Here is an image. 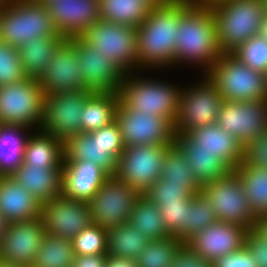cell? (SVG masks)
Listing matches in <instances>:
<instances>
[{"mask_svg":"<svg viewBox=\"0 0 267 267\" xmlns=\"http://www.w3.org/2000/svg\"><path fill=\"white\" fill-rule=\"evenodd\" d=\"M259 35L267 40V16L264 15L263 20L260 25Z\"/></svg>","mask_w":267,"mask_h":267,"instance_id":"cell-55","label":"cell"},{"mask_svg":"<svg viewBox=\"0 0 267 267\" xmlns=\"http://www.w3.org/2000/svg\"><path fill=\"white\" fill-rule=\"evenodd\" d=\"M109 174L92 161H64L62 195L89 202Z\"/></svg>","mask_w":267,"mask_h":267,"instance_id":"cell-23","label":"cell"},{"mask_svg":"<svg viewBox=\"0 0 267 267\" xmlns=\"http://www.w3.org/2000/svg\"><path fill=\"white\" fill-rule=\"evenodd\" d=\"M107 255H75L72 267H106Z\"/></svg>","mask_w":267,"mask_h":267,"instance_id":"cell-50","label":"cell"},{"mask_svg":"<svg viewBox=\"0 0 267 267\" xmlns=\"http://www.w3.org/2000/svg\"><path fill=\"white\" fill-rule=\"evenodd\" d=\"M200 192L212 204L218 221L255 228L254 217L243 192L240 176L230 170L225 176L201 185Z\"/></svg>","mask_w":267,"mask_h":267,"instance_id":"cell-8","label":"cell"},{"mask_svg":"<svg viewBox=\"0 0 267 267\" xmlns=\"http://www.w3.org/2000/svg\"><path fill=\"white\" fill-rule=\"evenodd\" d=\"M80 37L113 61L125 74L134 72V68L138 67L135 27L99 20Z\"/></svg>","mask_w":267,"mask_h":267,"instance_id":"cell-7","label":"cell"},{"mask_svg":"<svg viewBox=\"0 0 267 267\" xmlns=\"http://www.w3.org/2000/svg\"><path fill=\"white\" fill-rule=\"evenodd\" d=\"M40 219L45 233L70 240L92 223L88 202L62 194L41 204Z\"/></svg>","mask_w":267,"mask_h":267,"instance_id":"cell-16","label":"cell"},{"mask_svg":"<svg viewBox=\"0 0 267 267\" xmlns=\"http://www.w3.org/2000/svg\"><path fill=\"white\" fill-rule=\"evenodd\" d=\"M151 6L144 0H100V20L137 28Z\"/></svg>","mask_w":267,"mask_h":267,"instance_id":"cell-34","label":"cell"},{"mask_svg":"<svg viewBox=\"0 0 267 267\" xmlns=\"http://www.w3.org/2000/svg\"><path fill=\"white\" fill-rule=\"evenodd\" d=\"M205 73L223 100L245 102L267 99L266 75L240 63L231 54H222Z\"/></svg>","mask_w":267,"mask_h":267,"instance_id":"cell-6","label":"cell"},{"mask_svg":"<svg viewBox=\"0 0 267 267\" xmlns=\"http://www.w3.org/2000/svg\"><path fill=\"white\" fill-rule=\"evenodd\" d=\"M249 230L226 222L217 221L197 232L185 243L208 261L236 252L245 246Z\"/></svg>","mask_w":267,"mask_h":267,"instance_id":"cell-21","label":"cell"},{"mask_svg":"<svg viewBox=\"0 0 267 267\" xmlns=\"http://www.w3.org/2000/svg\"><path fill=\"white\" fill-rule=\"evenodd\" d=\"M118 104L117 93L93 92L81 112V133H90L114 122Z\"/></svg>","mask_w":267,"mask_h":267,"instance_id":"cell-29","label":"cell"},{"mask_svg":"<svg viewBox=\"0 0 267 267\" xmlns=\"http://www.w3.org/2000/svg\"><path fill=\"white\" fill-rule=\"evenodd\" d=\"M161 178L176 184H199L185 155L175 144L165 154Z\"/></svg>","mask_w":267,"mask_h":267,"instance_id":"cell-41","label":"cell"},{"mask_svg":"<svg viewBox=\"0 0 267 267\" xmlns=\"http://www.w3.org/2000/svg\"><path fill=\"white\" fill-rule=\"evenodd\" d=\"M107 231L102 226L91 223L72 239L74 254H107Z\"/></svg>","mask_w":267,"mask_h":267,"instance_id":"cell-42","label":"cell"},{"mask_svg":"<svg viewBox=\"0 0 267 267\" xmlns=\"http://www.w3.org/2000/svg\"><path fill=\"white\" fill-rule=\"evenodd\" d=\"M45 95L87 89L80 72L77 46L65 38L54 52L52 61L37 78Z\"/></svg>","mask_w":267,"mask_h":267,"instance_id":"cell-17","label":"cell"},{"mask_svg":"<svg viewBox=\"0 0 267 267\" xmlns=\"http://www.w3.org/2000/svg\"><path fill=\"white\" fill-rule=\"evenodd\" d=\"M173 145H136L126 147L117 161L116 176L125 184L145 193L163 171L164 157Z\"/></svg>","mask_w":267,"mask_h":267,"instance_id":"cell-12","label":"cell"},{"mask_svg":"<svg viewBox=\"0 0 267 267\" xmlns=\"http://www.w3.org/2000/svg\"><path fill=\"white\" fill-rule=\"evenodd\" d=\"M245 247L254 258L257 267H267V239L255 229L249 230L245 239Z\"/></svg>","mask_w":267,"mask_h":267,"instance_id":"cell-47","label":"cell"},{"mask_svg":"<svg viewBox=\"0 0 267 267\" xmlns=\"http://www.w3.org/2000/svg\"><path fill=\"white\" fill-rule=\"evenodd\" d=\"M140 193L116 175H109L88 202L93 224L109 230L130 221Z\"/></svg>","mask_w":267,"mask_h":267,"instance_id":"cell-11","label":"cell"},{"mask_svg":"<svg viewBox=\"0 0 267 267\" xmlns=\"http://www.w3.org/2000/svg\"><path fill=\"white\" fill-rule=\"evenodd\" d=\"M174 144L185 155L186 160L200 185L225 176L230 169L213 152L195 151L180 135L175 134Z\"/></svg>","mask_w":267,"mask_h":267,"instance_id":"cell-30","label":"cell"},{"mask_svg":"<svg viewBox=\"0 0 267 267\" xmlns=\"http://www.w3.org/2000/svg\"><path fill=\"white\" fill-rule=\"evenodd\" d=\"M9 225V222L5 219V217L0 213V245L2 243V239L5 236V233L7 231V227Z\"/></svg>","mask_w":267,"mask_h":267,"instance_id":"cell-53","label":"cell"},{"mask_svg":"<svg viewBox=\"0 0 267 267\" xmlns=\"http://www.w3.org/2000/svg\"><path fill=\"white\" fill-rule=\"evenodd\" d=\"M230 54L240 63L267 75V40L259 34L244 41Z\"/></svg>","mask_w":267,"mask_h":267,"instance_id":"cell-40","label":"cell"},{"mask_svg":"<svg viewBox=\"0 0 267 267\" xmlns=\"http://www.w3.org/2000/svg\"><path fill=\"white\" fill-rule=\"evenodd\" d=\"M195 151L213 152L230 170L243 161V147L217 123L195 128L180 134Z\"/></svg>","mask_w":267,"mask_h":267,"instance_id":"cell-22","label":"cell"},{"mask_svg":"<svg viewBox=\"0 0 267 267\" xmlns=\"http://www.w3.org/2000/svg\"><path fill=\"white\" fill-rule=\"evenodd\" d=\"M64 39L59 34L36 37L18 47L19 59L25 75L37 79L48 67L54 52Z\"/></svg>","mask_w":267,"mask_h":267,"instance_id":"cell-27","label":"cell"},{"mask_svg":"<svg viewBox=\"0 0 267 267\" xmlns=\"http://www.w3.org/2000/svg\"><path fill=\"white\" fill-rule=\"evenodd\" d=\"M11 0H0V6L5 7L10 3Z\"/></svg>","mask_w":267,"mask_h":267,"instance_id":"cell-59","label":"cell"},{"mask_svg":"<svg viewBox=\"0 0 267 267\" xmlns=\"http://www.w3.org/2000/svg\"><path fill=\"white\" fill-rule=\"evenodd\" d=\"M91 90L48 94L44 97L41 131L65 142L81 134V112Z\"/></svg>","mask_w":267,"mask_h":267,"instance_id":"cell-13","label":"cell"},{"mask_svg":"<svg viewBox=\"0 0 267 267\" xmlns=\"http://www.w3.org/2000/svg\"><path fill=\"white\" fill-rule=\"evenodd\" d=\"M11 176L40 203L62 193L63 167H37L23 163Z\"/></svg>","mask_w":267,"mask_h":267,"instance_id":"cell-25","label":"cell"},{"mask_svg":"<svg viewBox=\"0 0 267 267\" xmlns=\"http://www.w3.org/2000/svg\"><path fill=\"white\" fill-rule=\"evenodd\" d=\"M64 161H92L109 175H115L117 162L101 144V134L81 133L64 142Z\"/></svg>","mask_w":267,"mask_h":267,"instance_id":"cell-26","label":"cell"},{"mask_svg":"<svg viewBox=\"0 0 267 267\" xmlns=\"http://www.w3.org/2000/svg\"><path fill=\"white\" fill-rule=\"evenodd\" d=\"M45 234L39 218L9 223L0 245V258L5 263L31 267Z\"/></svg>","mask_w":267,"mask_h":267,"instance_id":"cell-19","label":"cell"},{"mask_svg":"<svg viewBox=\"0 0 267 267\" xmlns=\"http://www.w3.org/2000/svg\"><path fill=\"white\" fill-rule=\"evenodd\" d=\"M32 1L42 2L46 4L49 0H32Z\"/></svg>","mask_w":267,"mask_h":267,"instance_id":"cell-60","label":"cell"},{"mask_svg":"<svg viewBox=\"0 0 267 267\" xmlns=\"http://www.w3.org/2000/svg\"><path fill=\"white\" fill-rule=\"evenodd\" d=\"M222 54L213 11L209 6L189 4L179 14L174 65L188 61L200 64L207 72Z\"/></svg>","mask_w":267,"mask_h":267,"instance_id":"cell-2","label":"cell"},{"mask_svg":"<svg viewBox=\"0 0 267 267\" xmlns=\"http://www.w3.org/2000/svg\"><path fill=\"white\" fill-rule=\"evenodd\" d=\"M171 267H212V262L194 252L184 243L176 252Z\"/></svg>","mask_w":267,"mask_h":267,"instance_id":"cell-49","label":"cell"},{"mask_svg":"<svg viewBox=\"0 0 267 267\" xmlns=\"http://www.w3.org/2000/svg\"><path fill=\"white\" fill-rule=\"evenodd\" d=\"M204 77L198 86L181 90L178 115L173 124L175 134H187L195 128L217 123L223 96L207 76Z\"/></svg>","mask_w":267,"mask_h":267,"instance_id":"cell-10","label":"cell"},{"mask_svg":"<svg viewBox=\"0 0 267 267\" xmlns=\"http://www.w3.org/2000/svg\"><path fill=\"white\" fill-rule=\"evenodd\" d=\"M125 147L136 145H174L173 124L164 117H155L124 107L120 102L116 112Z\"/></svg>","mask_w":267,"mask_h":267,"instance_id":"cell-14","label":"cell"},{"mask_svg":"<svg viewBox=\"0 0 267 267\" xmlns=\"http://www.w3.org/2000/svg\"><path fill=\"white\" fill-rule=\"evenodd\" d=\"M131 75L125 74L118 89L119 102L133 111L164 117L174 124L178 115L180 87Z\"/></svg>","mask_w":267,"mask_h":267,"instance_id":"cell-4","label":"cell"},{"mask_svg":"<svg viewBox=\"0 0 267 267\" xmlns=\"http://www.w3.org/2000/svg\"><path fill=\"white\" fill-rule=\"evenodd\" d=\"M254 229L265 239H267V215L256 220Z\"/></svg>","mask_w":267,"mask_h":267,"instance_id":"cell-52","label":"cell"},{"mask_svg":"<svg viewBox=\"0 0 267 267\" xmlns=\"http://www.w3.org/2000/svg\"><path fill=\"white\" fill-rule=\"evenodd\" d=\"M192 5L210 6L213 3L220 2L222 0H186Z\"/></svg>","mask_w":267,"mask_h":267,"instance_id":"cell-54","label":"cell"},{"mask_svg":"<svg viewBox=\"0 0 267 267\" xmlns=\"http://www.w3.org/2000/svg\"><path fill=\"white\" fill-rule=\"evenodd\" d=\"M256 219L267 215V168L250 167L243 161L234 169Z\"/></svg>","mask_w":267,"mask_h":267,"instance_id":"cell-32","label":"cell"},{"mask_svg":"<svg viewBox=\"0 0 267 267\" xmlns=\"http://www.w3.org/2000/svg\"><path fill=\"white\" fill-rule=\"evenodd\" d=\"M209 7L215 16L217 42L223 54H230L259 34L264 17L261 0H222Z\"/></svg>","mask_w":267,"mask_h":267,"instance_id":"cell-3","label":"cell"},{"mask_svg":"<svg viewBox=\"0 0 267 267\" xmlns=\"http://www.w3.org/2000/svg\"><path fill=\"white\" fill-rule=\"evenodd\" d=\"M144 1H146L152 7L163 3L165 0H144Z\"/></svg>","mask_w":267,"mask_h":267,"instance_id":"cell-56","label":"cell"},{"mask_svg":"<svg viewBox=\"0 0 267 267\" xmlns=\"http://www.w3.org/2000/svg\"><path fill=\"white\" fill-rule=\"evenodd\" d=\"M26 78L18 49L0 41V86L17 83Z\"/></svg>","mask_w":267,"mask_h":267,"instance_id":"cell-44","label":"cell"},{"mask_svg":"<svg viewBox=\"0 0 267 267\" xmlns=\"http://www.w3.org/2000/svg\"><path fill=\"white\" fill-rule=\"evenodd\" d=\"M129 223L148 240H160L171 236L160 214L159 206L143 194L136 199Z\"/></svg>","mask_w":267,"mask_h":267,"instance_id":"cell-33","label":"cell"},{"mask_svg":"<svg viewBox=\"0 0 267 267\" xmlns=\"http://www.w3.org/2000/svg\"><path fill=\"white\" fill-rule=\"evenodd\" d=\"M64 159L63 141L41 130L38 134L28 137L24 150V164L37 167H63Z\"/></svg>","mask_w":267,"mask_h":267,"instance_id":"cell-28","label":"cell"},{"mask_svg":"<svg viewBox=\"0 0 267 267\" xmlns=\"http://www.w3.org/2000/svg\"><path fill=\"white\" fill-rule=\"evenodd\" d=\"M107 240L108 255L131 259H136L150 241L129 222L110 228Z\"/></svg>","mask_w":267,"mask_h":267,"instance_id":"cell-35","label":"cell"},{"mask_svg":"<svg viewBox=\"0 0 267 267\" xmlns=\"http://www.w3.org/2000/svg\"><path fill=\"white\" fill-rule=\"evenodd\" d=\"M41 204L12 176L0 178V213L9 223L30 221L40 217Z\"/></svg>","mask_w":267,"mask_h":267,"instance_id":"cell-24","label":"cell"},{"mask_svg":"<svg viewBox=\"0 0 267 267\" xmlns=\"http://www.w3.org/2000/svg\"><path fill=\"white\" fill-rule=\"evenodd\" d=\"M3 9L4 8L0 6V19H1V16H2Z\"/></svg>","mask_w":267,"mask_h":267,"instance_id":"cell-61","label":"cell"},{"mask_svg":"<svg viewBox=\"0 0 267 267\" xmlns=\"http://www.w3.org/2000/svg\"><path fill=\"white\" fill-rule=\"evenodd\" d=\"M217 124L234 136L244 148L267 130V99L245 102L224 100Z\"/></svg>","mask_w":267,"mask_h":267,"instance_id":"cell-15","label":"cell"},{"mask_svg":"<svg viewBox=\"0 0 267 267\" xmlns=\"http://www.w3.org/2000/svg\"><path fill=\"white\" fill-rule=\"evenodd\" d=\"M261 2L263 6L264 15L267 16V0H261Z\"/></svg>","mask_w":267,"mask_h":267,"instance_id":"cell-58","label":"cell"},{"mask_svg":"<svg viewBox=\"0 0 267 267\" xmlns=\"http://www.w3.org/2000/svg\"><path fill=\"white\" fill-rule=\"evenodd\" d=\"M200 189V184H176L159 178L143 195L160 207L164 202L183 201L186 197H192Z\"/></svg>","mask_w":267,"mask_h":267,"instance_id":"cell-39","label":"cell"},{"mask_svg":"<svg viewBox=\"0 0 267 267\" xmlns=\"http://www.w3.org/2000/svg\"><path fill=\"white\" fill-rule=\"evenodd\" d=\"M106 267H138V266L135 259L107 255Z\"/></svg>","mask_w":267,"mask_h":267,"instance_id":"cell-51","label":"cell"},{"mask_svg":"<svg viewBox=\"0 0 267 267\" xmlns=\"http://www.w3.org/2000/svg\"><path fill=\"white\" fill-rule=\"evenodd\" d=\"M28 129L22 125L0 124L1 176H11L23 164L25 144L29 137L24 132Z\"/></svg>","mask_w":267,"mask_h":267,"instance_id":"cell-31","label":"cell"},{"mask_svg":"<svg viewBox=\"0 0 267 267\" xmlns=\"http://www.w3.org/2000/svg\"><path fill=\"white\" fill-rule=\"evenodd\" d=\"M90 133L101 134V144L109 150V155L117 162L126 148L117 121Z\"/></svg>","mask_w":267,"mask_h":267,"instance_id":"cell-45","label":"cell"},{"mask_svg":"<svg viewBox=\"0 0 267 267\" xmlns=\"http://www.w3.org/2000/svg\"><path fill=\"white\" fill-rule=\"evenodd\" d=\"M243 162L250 167L267 168V130L243 148Z\"/></svg>","mask_w":267,"mask_h":267,"instance_id":"cell-46","label":"cell"},{"mask_svg":"<svg viewBox=\"0 0 267 267\" xmlns=\"http://www.w3.org/2000/svg\"><path fill=\"white\" fill-rule=\"evenodd\" d=\"M184 242L174 236L150 240L135 259L138 267H171L178 249Z\"/></svg>","mask_w":267,"mask_h":267,"instance_id":"cell-37","label":"cell"},{"mask_svg":"<svg viewBox=\"0 0 267 267\" xmlns=\"http://www.w3.org/2000/svg\"><path fill=\"white\" fill-rule=\"evenodd\" d=\"M44 97L36 78L0 86V124L39 128Z\"/></svg>","mask_w":267,"mask_h":267,"instance_id":"cell-9","label":"cell"},{"mask_svg":"<svg viewBox=\"0 0 267 267\" xmlns=\"http://www.w3.org/2000/svg\"><path fill=\"white\" fill-rule=\"evenodd\" d=\"M212 267H257L254 258L244 246L242 249L219 257L212 262Z\"/></svg>","mask_w":267,"mask_h":267,"instance_id":"cell-48","label":"cell"},{"mask_svg":"<svg viewBox=\"0 0 267 267\" xmlns=\"http://www.w3.org/2000/svg\"><path fill=\"white\" fill-rule=\"evenodd\" d=\"M0 267H23V266L3 262Z\"/></svg>","mask_w":267,"mask_h":267,"instance_id":"cell-57","label":"cell"},{"mask_svg":"<svg viewBox=\"0 0 267 267\" xmlns=\"http://www.w3.org/2000/svg\"><path fill=\"white\" fill-rule=\"evenodd\" d=\"M186 241L193 235L218 221L212 204L199 192L191 197V203L186 208Z\"/></svg>","mask_w":267,"mask_h":267,"instance_id":"cell-38","label":"cell"},{"mask_svg":"<svg viewBox=\"0 0 267 267\" xmlns=\"http://www.w3.org/2000/svg\"><path fill=\"white\" fill-rule=\"evenodd\" d=\"M45 3L11 0L0 19V41L16 48L36 37L57 35Z\"/></svg>","mask_w":267,"mask_h":267,"instance_id":"cell-5","label":"cell"},{"mask_svg":"<svg viewBox=\"0 0 267 267\" xmlns=\"http://www.w3.org/2000/svg\"><path fill=\"white\" fill-rule=\"evenodd\" d=\"M71 39L77 46L78 62L85 87L92 92L118 93L125 73L81 37Z\"/></svg>","mask_w":267,"mask_h":267,"instance_id":"cell-18","label":"cell"},{"mask_svg":"<svg viewBox=\"0 0 267 267\" xmlns=\"http://www.w3.org/2000/svg\"><path fill=\"white\" fill-rule=\"evenodd\" d=\"M74 257L72 240L45 233L32 267H72Z\"/></svg>","mask_w":267,"mask_h":267,"instance_id":"cell-36","label":"cell"},{"mask_svg":"<svg viewBox=\"0 0 267 267\" xmlns=\"http://www.w3.org/2000/svg\"><path fill=\"white\" fill-rule=\"evenodd\" d=\"M45 5L58 34L64 38L80 37L100 20V0H49Z\"/></svg>","mask_w":267,"mask_h":267,"instance_id":"cell-20","label":"cell"},{"mask_svg":"<svg viewBox=\"0 0 267 267\" xmlns=\"http://www.w3.org/2000/svg\"><path fill=\"white\" fill-rule=\"evenodd\" d=\"M189 4L186 0H165L151 7L146 19L136 28L139 69L174 66L179 14Z\"/></svg>","mask_w":267,"mask_h":267,"instance_id":"cell-1","label":"cell"},{"mask_svg":"<svg viewBox=\"0 0 267 267\" xmlns=\"http://www.w3.org/2000/svg\"><path fill=\"white\" fill-rule=\"evenodd\" d=\"M190 203L191 197H186L183 201L164 202L159 207L167 231L184 243L186 242V208Z\"/></svg>","mask_w":267,"mask_h":267,"instance_id":"cell-43","label":"cell"}]
</instances>
